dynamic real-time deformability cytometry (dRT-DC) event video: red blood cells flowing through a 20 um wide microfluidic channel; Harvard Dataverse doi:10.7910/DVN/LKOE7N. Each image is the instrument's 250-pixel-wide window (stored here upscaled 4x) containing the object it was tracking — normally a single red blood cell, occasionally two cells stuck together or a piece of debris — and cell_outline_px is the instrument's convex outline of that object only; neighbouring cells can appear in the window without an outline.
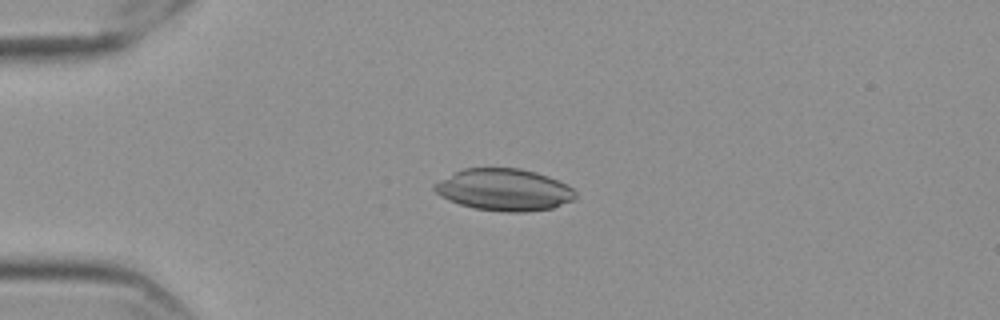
{"species": "Egyptian fruit bat (a non-hibernating species)", "species_latin": "Rousettus aegyptiacus", "temperature_condition": "cold", "stored_images_in_passage": 57, "camera_frame_rate_fps": 3000, "um_per_image_px": 0.085, "frame": {"image": 1, "passage_image": 14, "time_ms": 4.333, "image_size_px": [1000, 320], "cell_outline_px": [[576, 196], [572, 200], [552, 208], [528, 212], [508, 212], [476, 208], [460, 204], [448, 200], [440, 196], [432, 188], [432, 184], [464, 168], [520, 168], [536, 172], [548, 176], [572, 188], [576, 192]], "centroid_in_image_um": [42.83, 16.13], "position_along_channel_um": 42.2, "area_um2": 34.22}}
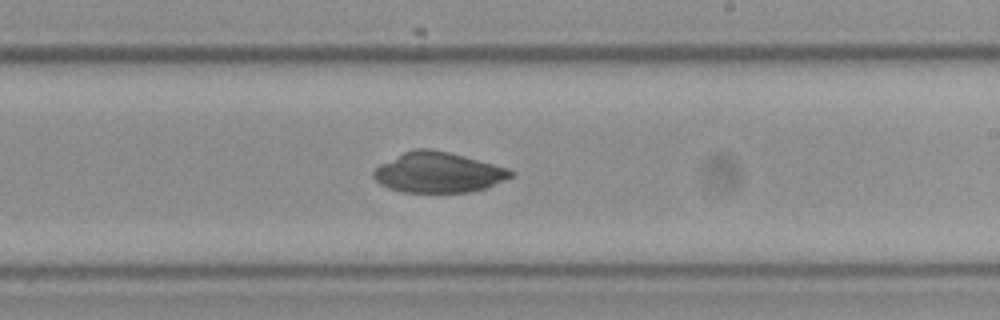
{"frame": {"image": 2, "passage_image": 34, "time_ms": 11.0, "image_size_px": [1000, 320], "cell_outline_px": [[516, 172], [512, 176], [488, 188], [472, 192], [404, 192], [388, 188], [380, 184], [372, 176], [372, 172], [380, 164], [404, 152], [416, 148], [428, 148], [448, 152], [508, 168]], "centroid_in_image_um": [37.25, 14.67], "position_along_channel_um": 251.7, "area_um2": 32.19}}
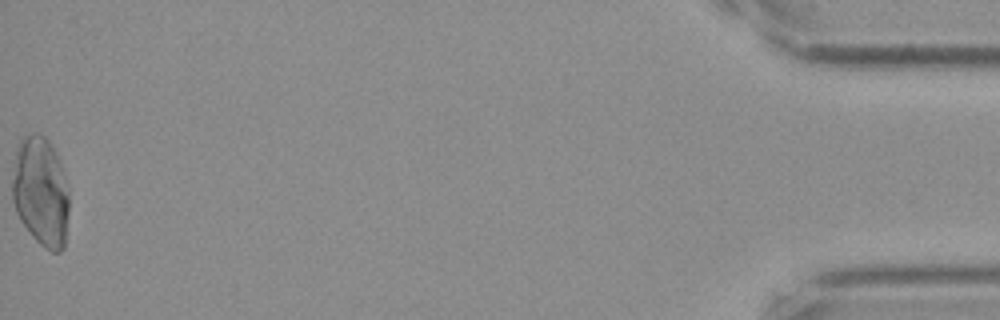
{"frame": {"image": 3, "passage_image": 57, "time_ms": 18.667, "image_size_px": [1000, 320], "cell_outline_px": [[68, 212], [64, 248], [60, 252], [52, 252], [44, 248], [32, 236], [20, 220], [16, 212], [12, 200], [12, 180], [16, 148], [20, 140], [24, 136], [32, 132], [40, 132], [48, 140], [56, 156], [64, 176], [68, 188]], "centroid_in_image_um": [3.44, 16.3], "position_along_channel_um": 431.8, "area_um2": 36.3}}